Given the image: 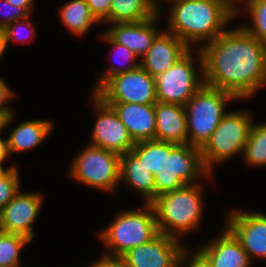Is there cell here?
I'll return each mask as SVG.
<instances>
[{"instance_id":"cell-40","label":"cell","mask_w":266,"mask_h":267,"mask_svg":"<svg viewBox=\"0 0 266 267\" xmlns=\"http://www.w3.org/2000/svg\"><path fill=\"white\" fill-rule=\"evenodd\" d=\"M4 162L0 161V178L5 175L11 168L16 167L15 165H11L8 168L3 167Z\"/></svg>"},{"instance_id":"cell-18","label":"cell","mask_w":266,"mask_h":267,"mask_svg":"<svg viewBox=\"0 0 266 267\" xmlns=\"http://www.w3.org/2000/svg\"><path fill=\"white\" fill-rule=\"evenodd\" d=\"M197 248L213 267H250L252 264L240 242L226 227L219 236Z\"/></svg>"},{"instance_id":"cell-34","label":"cell","mask_w":266,"mask_h":267,"mask_svg":"<svg viewBox=\"0 0 266 267\" xmlns=\"http://www.w3.org/2000/svg\"><path fill=\"white\" fill-rule=\"evenodd\" d=\"M91 13L103 24H109V12L112 0H86Z\"/></svg>"},{"instance_id":"cell-3","label":"cell","mask_w":266,"mask_h":267,"mask_svg":"<svg viewBox=\"0 0 266 267\" xmlns=\"http://www.w3.org/2000/svg\"><path fill=\"white\" fill-rule=\"evenodd\" d=\"M203 187L200 182L185 185L150 202L159 232L182 240L180 236L199 228L204 208Z\"/></svg>"},{"instance_id":"cell-20","label":"cell","mask_w":266,"mask_h":267,"mask_svg":"<svg viewBox=\"0 0 266 267\" xmlns=\"http://www.w3.org/2000/svg\"><path fill=\"white\" fill-rule=\"evenodd\" d=\"M121 182L143 196L144 203H150L155 198L154 175L131 151L120 156Z\"/></svg>"},{"instance_id":"cell-23","label":"cell","mask_w":266,"mask_h":267,"mask_svg":"<svg viewBox=\"0 0 266 267\" xmlns=\"http://www.w3.org/2000/svg\"><path fill=\"white\" fill-rule=\"evenodd\" d=\"M158 13L151 0H112L109 24L140 22Z\"/></svg>"},{"instance_id":"cell-37","label":"cell","mask_w":266,"mask_h":267,"mask_svg":"<svg viewBox=\"0 0 266 267\" xmlns=\"http://www.w3.org/2000/svg\"><path fill=\"white\" fill-rule=\"evenodd\" d=\"M10 4L24 8L29 14L33 11L34 0H7Z\"/></svg>"},{"instance_id":"cell-12","label":"cell","mask_w":266,"mask_h":267,"mask_svg":"<svg viewBox=\"0 0 266 267\" xmlns=\"http://www.w3.org/2000/svg\"><path fill=\"white\" fill-rule=\"evenodd\" d=\"M225 226L240 242L251 261L257 257L266 260V214L228 210Z\"/></svg>"},{"instance_id":"cell-4","label":"cell","mask_w":266,"mask_h":267,"mask_svg":"<svg viewBox=\"0 0 266 267\" xmlns=\"http://www.w3.org/2000/svg\"><path fill=\"white\" fill-rule=\"evenodd\" d=\"M158 233L155 213L150 203H144L140 208L120 211L110 225L97 232L107 254L115 256H122L130 249L149 242Z\"/></svg>"},{"instance_id":"cell-2","label":"cell","mask_w":266,"mask_h":267,"mask_svg":"<svg viewBox=\"0 0 266 267\" xmlns=\"http://www.w3.org/2000/svg\"><path fill=\"white\" fill-rule=\"evenodd\" d=\"M166 31L180 38L190 49H201L220 36L236 18L222 0H174L170 2Z\"/></svg>"},{"instance_id":"cell-42","label":"cell","mask_w":266,"mask_h":267,"mask_svg":"<svg viewBox=\"0 0 266 267\" xmlns=\"http://www.w3.org/2000/svg\"><path fill=\"white\" fill-rule=\"evenodd\" d=\"M3 120L0 118V128L2 127Z\"/></svg>"},{"instance_id":"cell-36","label":"cell","mask_w":266,"mask_h":267,"mask_svg":"<svg viewBox=\"0 0 266 267\" xmlns=\"http://www.w3.org/2000/svg\"><path fill=\"white\" fill-rule=\"evenodd\" d=\"M13 119H14V114H12L10 117H8L2 122V127L0 128V134L3 129H5L10 123H12ZM8 156L9 157L11 156L8 148V139L7 138L3 139L0 137V161L5 162Z\"/></svg>"},{"instance_id":"cell-25","label":"cell","mask_w":266,"mask_h":267,"mask_svg":"<svg viewBox=\"0 0 266 267\" xmlns=\"http://www.w3.org/2000/svg\"><path fill=\"white\" fill-rule=\"evenodd\" d=\"M251 167H266V123H253L242 155Z\"/></svg>"},{"instance_id":"cell-39","label":"cell","mask_w":266,"mask_h":267,"mask_svg":"<svg viewBox=\"0 0 266 267\" xmlns=\"http://www.w3.org/2000/svg\"><path fill=\"white\" fill-rule=\"evenodd\" d=\"M8 48L6 36L2 29H0V61L2 60L6 49Z\"/></svg>"},{"instance_id":"cell-6","label":"cell","mask_w":266,"mask_h":267,"mask_svg":"<svg viewBox=\"0 0 266 267\" xmlns=\"http://www.w3.org/2000/svg\"><path fill=\"white\" fill-rule=\"evenodd\" d=\"M202 176V177H201ZM199 178L213 181L203 165L201 150L190 144L165 142L164 168L154 175L155 198L161 194L199 183Z\"/></svg>"},{"instance_id":"cell-21","label":"cell","mask_w":266,"mask_h":267,"mask_svg":"<svg viewBox=\"0 0 266 267\" xmlns=\"http://www.w3.org/2000/svg\"><path fill=\"white\" fill-rule=\"evenodd\" d=\"M53 125L48 119L28 120L17 125L7 136L10 155L37 148L51 134Z\"/></svg>"},{"instance_id":"cell-7","label":"cell","mask_w":266,"mask_h":267,"mask_svg":"<svg viewBox=\"0 0 266 267\" xmlns=\"http://www.w3.org/2000/svg\"><path fill=\"white\" fill-rule=\"evenodd\" d=\"M251 117L246 110L229 111L223 116L210 139L200 149L203 165L210 174L218 163L226 162L237 154L242 157L254 123Z\"/></svg>"},{"instance_id":"cell-5","label":"cell","mask_w":266,"mask_h":267,"mask_svg":"<svg viewBox=\"0 0 266 267\" xmlns=\"http://www.w3.org/2000/svg\"><path fill=\"white\" fill-rule=\"evenodd\" d=\"M238 99L231 93L203 85L184 105L188 144L202 148L227 113V104Z\"/></svg>"},{"instance_id":"cell-11","label":"cell","mask_w":266,"mask_h":267,"mask_svg":"<svg viewBox=\"0 0 266 267\" xmlns=\"http://www.w3.org/2000/svg\"><path fill=\"white\" fill-rule=\"evenodd\" d=\"M91 101L94 105L93 109L95 108L96 118L89 144L120 156L130 152L135 142L114 109L95 93H92Z\"/></svg>"},{"instance_id":"cell-19","label":"cell","mask_w":266,"mask_h":267,"mask_svg":"<svg viewBox=\"0 0 266 267\" xmlns=\"http://www.w3.org/2000/svg\"><path fill=\"white\" fill-rule=\"evenodd\" d=\"M155 140L187 144V122L184 105L155 103Z\"/></svg>"},{"instance_id":"cell-15","label":"cell","mask_w":266,"mask_h":267,"mask_svg":"<svg viewBox=\"0 0 266 267\" xmlns=\"http://www.w3.org/2000/svg\"><path fill=\"white\" fill-rule=\"evenodd\" d=\"M190 48L178 37L168 31H160L151 47L140 60V66L152 77L167 71Z\"/></svg>"},{"instance_id":"cell-32","label":"cell","mask_w":266,"mask_h":267,"mask_svg":"<svg viewBox=\"0 0 266 267\" xmlns=\"http://www.w3.org/2000/svg\"><path fill=\"white\" fill-rule=\"evenodd\" d=\"M189 251L185 245L181 250L177 267H182L185 262L188 263L185 265L186 267H213L209 259L198 248L191 253Z\"/></svg>"},{"instance_id":"cell-29","label":"cell","mask_w":266,"mask_h":267,"mask_svg":"<svg viewBox=\"0 0 266 267\" xmlns=\"http://www.w3.org/2000/svg\"><path fill=\"white\" fill-rule=\"evenodd\" d=\"M29 18L30 16L22 20H17L13 22L12 24H9L8 26H6L4 29H2L6 36L7 45H9L11 41L28 44V43H31L32 40H35L36 37L34 36L36 35L32 34L36 32V29H34L35 22L30 21Z\"/></svg>"},{"instance_id":"cell-1","label":"cell","mask_w":266,"mask_h":267,"mask_svg":"<svg viewBox=\"0 0 266 267\" xmlns=\"http://www.w3.org/2000/svg\"><path fill=\"white\" fill-rule=\"evenodd\" d=\"M204 83L249 99L266 86V45L241 25L226 29L201 49Z\"/></svg>"},{"instance_id":"cell-16","label":"cell","mask_w":266,"mask_h":267,"mask_svg":"<svg viewBox=\"0 0 266 267\" xmlns=\"http://www.w3.org/2000/svg\"><path fill=\"white\" fill-rule=\"evenodd\" d=\"M160 17L159 12L156 16L140 22L114 23L106 33L116 43L127 47L139 59L146 54L153 40L160 33L156 27Z\"/></svg>"},{"instance_id":"cell-27","label":"cell","mask_w":266,"mask_h":267,"mask_svg":"<svg viewBox=\"0 0 266 267\" xmlns=\"http://www.w3.org/2000/svg\"><path fill=\"white\" fill-rule=\"evenodd\" d=\"M31 240L20 234L7 233L0 227V267L21 265L20 253Z\"/></svg>"},{"instance_id":"cell-24","label":"cell","mask_w":266,"mask_h":267,"mask_svg":"<svg viewBox=\"0 0 266 267\" xmlns=\"http://www.w3.org/2000/svg\"><path fill=\"white\" fill-rule=\"evenodd\" d=\"M101 36L107 43L111 44L110 46H112V49L116 52L113 58H116L114 60L117 61L116 63L118 64L116 66L112 64V66L108 67L106 71L104 70V72L100 74L92 93H96L111 77L120 73L132 71L140 66V60L137 61L138 57L127 47L116 43L106 32H103ZM123 63L126 64L122 66Z\"/></svg>"},{"instance_id":"cell-33","label":"cell","mask_w":266,"mask_h":267,"mask_svg":"<svg viewBox=\"0 0 266 267\" xmlns=\"http://www.w3.org/2000/svg\"><path fill=\"white\" fill-rule=\"evenodd\" d=\"M12 91L7 82L0 77V118L3 121L14 114L13 108L8 105V102L15 95Z\"/></svg>"},{"instance_id":"cell-10","label":"cell","mask_w":266,"mask_h":267,"mask_svg":"<svg viewBox=\"0 0 266 267\" xmlns=\"http://www.w3.org/2000/svg\"><path fill=\"white\" fill-rule=\"evenodd\" d=\"M105 103L155 104L156 86L141 66L111 77L96 93Z\"/></svg>"},{"instance_id":"cell-41","label":"cell","mask_w":266,"mask_h":267,"mask_svg":"<svg viewBox=\"0 0 266 267\" xmlns=\"http://www.w3.org/2000/svg\"><path fill=\"white\" fill-rule=\"evenodd\" d=\"M166 1H169V3L171 2V1H174V0H166ZM160 1L159 0H154V6H155V8L161 13V9H160V3H159Z\"/></svg>"},{"instance_id":"cell-38","label":"cell","mask_w":266,"mask_h":267,"mask_svg":"<svg viewBox=\"0 0 266 267\" xmlns=\"http://www.w3.org/2000/svg\"><path fill=\"white\" fill-rule=\"evenodd\" d=\"M235 14L236 17L240 13V9L238 8L237 4L244 3L245 5L249 2V0H222Z\"/></svg>"},{"instance_id":"cell-8","label":"cell","mask_w":266,"mask_h":267,"mask_svg":"<svg viewBox=\"0 0 266 267\" xmlns=\"http://www.w3.org/2000/svg\"><path fill=\"white\" fill-rule=\"evenodd\" d=\"M194 48L195 50L190 49L167 71L154 77L157 101L185 105L205 84L203 55L200 49ZM192 51L197 53L199 69L195 67Z\"/></svg>"},{"instance_id":"cell-14","label":"cell","mask_w":266,"mask_h":267,"mask_svg":"<svg viewBox=\"0 0 266 267\" xmlns=\"http://www.w3.org/2000/svg\"><path fill=\"white\" fill-rule=\"evenodd\" d=\"M40 192L19 193L0 212V227L7 233L20 234L31 241L35 236L33 223L43 205Z\"/></svg>"},{"instance_id":"cell-13","label":"cell","mask_w":266,"mask_h":267,"mask_svg":"<svg viewBox=\"0 0 266 267\" xmlns=\"http://www.w3.org/2000/svg\"><path fill=\"white\" fill-rule=\"evenodd\" d=\"M181 240L159 232L149 242L130 249L122 257L131 267H177Z\"/></svg>"},{"instance_id":"cell-26","label":"cell","mask_w":266,"mask_h":267,"mask_svg":"<svg viewBox=\"0 0 266 267\" xmlns=\"http://www.w3.org/2000/svg\"><path fill=\"white\" fill-rule=\"evenodd\" d=\"M131 152L153 175L164 168L165 141L144 140L136 142Z\"/></svg>"},{"instance_id":"cell-35","label":"cell","mask_w":266,"mask_h":267,"mask_svg":"<svg viewBox=\"0 0 266 267\" xmlns=\"http://www.w3.org/2000/svg\"><path fill=\"white\" fill-rule=\"evenodd\" d=\"M89 267H131L122 256H115L104 254L94 263L88 265Z\"/></svg>"},{"instance_id":"cell-9","label":"cell","mask_w":266,"mask_h":267,"mask_svg":"<svg viewBox=\"0 0 266 267\" xmlns=\"http://www.w3.org/2000/svg\"><path fill=\"white\" fill-rule=\"evenodd\" d=\"M69 169L70 177L99 191L114 192L120 183V155L89 143Z\"/></svg>"},{"instance_id":"cell-22","label":"cell","mask_w":266,"mask_h":267,"mask_svg":"<svg viewBox=\"0 0 266 267\" xmlns=\"http://www.w3.org/2000/svg\"><path fill=\"white\" fill-rule=\"evenodd\" d=\"M62 25L76 36L85 35L100 22L91 13L86 0H71L59 9Z\"/></svg>"},{"instance_id":"cell-17","label":"cell","mask_w":266,"mask_h":267,"mask_svg":"<svg viewBox=\"0 0 266 267\" xmlns=\"http://www.w3.org/2000/svg\"><path fill=\"white\" fill-rule=\"evenodd\" d=\"M117 113L133 141L154 140L155 104L106 103Z\"/></svg>"},{"instance_id":"cell-30","label":"cell","mask_w":266,"mask_h":267,"mask_svg":"<svg viewBox=\"0 0 266 267\" xmlns=\"http://www.w3.org/2000/svg\"><path fill=\"white\" fill-rule=\"evenodd\" d=\"M19 176V169L14 167L0 178V212L21 190Z\"/></svg>"},{"instance_id":"cell-28","label":"cell","mask_w":266,"mask_h":267,"mask_svg":"<svg viewBox=\"0 0 266 267\" xmlns=\"http://www.w3.org/2000/svg\"><path fill=\"white\" fill-rule=\"evenodd\" d=\"M244 6L247 8L251 24L244 23L242 27L266 45V0H249Z\"/></svg>"},{"instance_id":"cell-31","label":"cell","mask_w":266,"mask_h":267,"mask_svg":"<svg viewBox=\"0 0 266 267\" xmlns=\"http://www.w3.org/2000/svg\"><path fill=\"white\" fill-rule=\"evenodd\" d=\"M28 16L30 14L24 8L14 6L7 0H0V29H4L9 24Z\"/></svg>"}]
</instances>
